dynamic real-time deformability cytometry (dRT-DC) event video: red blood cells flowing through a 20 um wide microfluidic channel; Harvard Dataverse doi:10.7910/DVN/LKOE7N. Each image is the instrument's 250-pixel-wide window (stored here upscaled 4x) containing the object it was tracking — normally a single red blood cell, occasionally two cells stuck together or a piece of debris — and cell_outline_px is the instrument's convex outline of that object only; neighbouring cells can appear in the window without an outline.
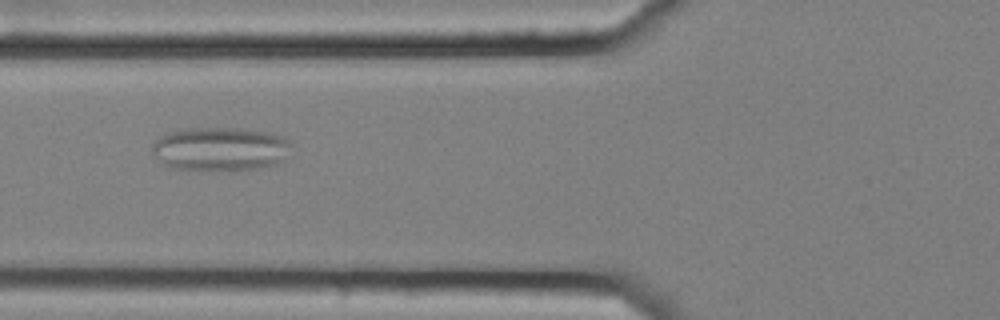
{"species": "common noctule bat (a hibernating species)", "species_latin": "Nyctalus noctula", "temperature_condition": "cold", "stored_images_in_passage": 3, "camera_frame_rate_fps": 3000, "um_per_image_px": 0.085, "animal": {"sex": "female", "body_mass_g": 25.1}, "frame": {"image": 1, "passage_image": 2, "time_ms": 0.333, "image_size_px": [1000, 320], "cell_outline_px": [[292, 156], [276, 164], [256, 168], [232, 172], [172, 168], [156, 156], [152, 152], [152, 144], [160, 136], [172, 132], [188, 128], [240, 128], [268, 132], [280, 136], [288, 140], [292, 144]], "centroid_in_image_um": [18.81, 12.68], "position_along_channel_um": 107.0, "area_um2": 36.01}}